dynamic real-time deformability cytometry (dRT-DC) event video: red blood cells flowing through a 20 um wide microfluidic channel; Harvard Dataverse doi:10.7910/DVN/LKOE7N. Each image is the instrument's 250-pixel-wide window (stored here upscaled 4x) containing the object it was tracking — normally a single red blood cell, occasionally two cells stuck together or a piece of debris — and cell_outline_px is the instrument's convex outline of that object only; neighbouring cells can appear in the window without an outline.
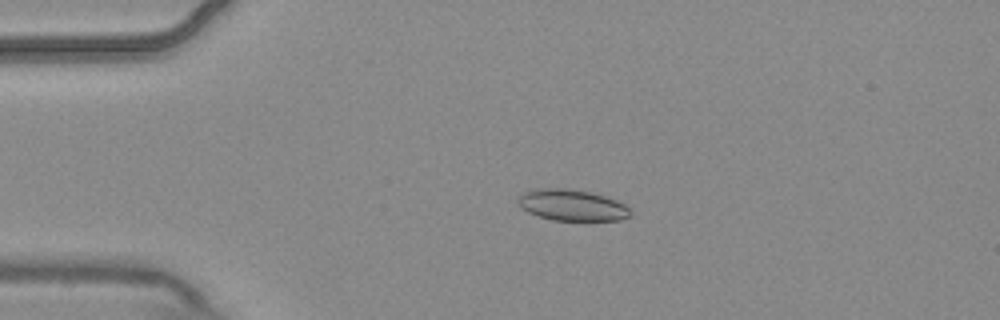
{"species": "common noctule bat (a hibernating species)", "species_latin": "Nyctalus noctula", "temperature_condition": "warm", "stored_images_in_passage": 4, "camera_frame_rate_fps": 3000, "um_per_image_px": 0.085, "animal": {"sex": "male", "body_mass_g": 20.4}, "frame": {"image": 1, "passage_image": 3, "time_ms": 0.667, "image_size_px": [1000, 320], "cell_outline_px": [[632, 212], [628, 216], [620, 220], [552, 220], [528, 212], [520, 208], [516, 204], [516, 200], [524, 192], [544, 188], [564, 188], [588, 192], [604, 196], [616, 200], [624, 204]], "centroid_in_image_um": [48.58, 17.44], "position_along_channel_um": 36.4, "area_um2": 20.23}}